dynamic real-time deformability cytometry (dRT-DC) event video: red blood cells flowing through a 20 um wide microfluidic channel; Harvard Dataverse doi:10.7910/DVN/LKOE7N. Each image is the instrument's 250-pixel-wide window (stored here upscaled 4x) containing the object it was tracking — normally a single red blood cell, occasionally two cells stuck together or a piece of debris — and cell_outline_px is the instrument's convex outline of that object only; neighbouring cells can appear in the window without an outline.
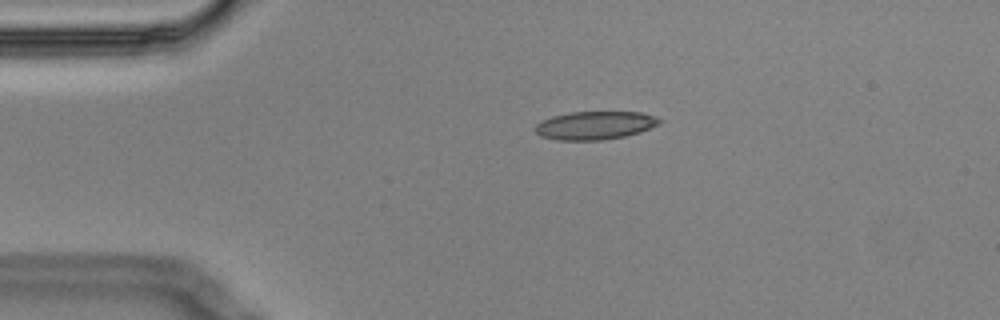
{"species": "Egyptian fruit bat (a non-hibernating species)", "species_latin": "Rousettus aegyptiacus", "temperature_condition": "cold", "stored_images_in_passage": 2, "camera_frame_rate_fps": 3000, "um_per_image_px": 0.085, "animal": {"sex": "male"}, "frame": {"image": 1, "passage_image": 1, "time_ms": 0.0, "image_size_px": [1000, 320], "cell_outline_px": [[660, 124], [640, 132], [624, 136], [600, 140], [556, 140], [540, 136], [532, 128], [540, 120], [552, 116], [572, 112], [640, 112], [652, 116], [660, 120]], "centroid_in_image_um": [50.5, 10.66], "position_along_channel_um": 34.5, "area_um2": 20.4}}